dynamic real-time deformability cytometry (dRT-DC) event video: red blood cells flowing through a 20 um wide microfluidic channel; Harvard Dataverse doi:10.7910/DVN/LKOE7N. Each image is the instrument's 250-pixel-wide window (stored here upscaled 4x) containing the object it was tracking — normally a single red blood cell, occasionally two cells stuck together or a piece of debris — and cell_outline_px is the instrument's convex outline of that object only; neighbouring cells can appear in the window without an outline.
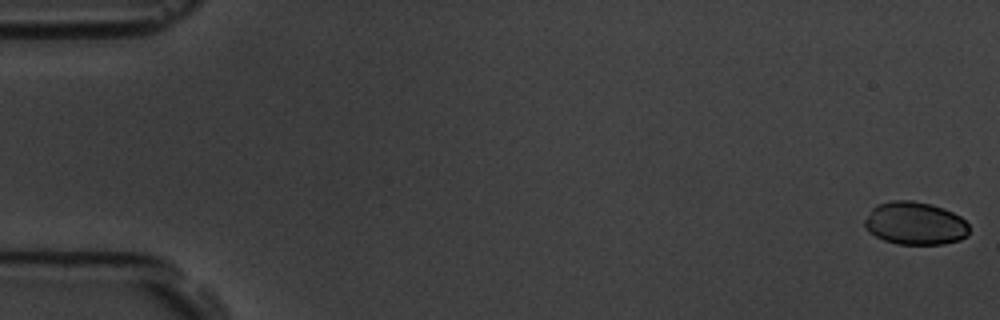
{"species": "common noctule bat (a hibernating species)", "species_latin": "Nyctalus noctula", "temperature_condition": "room temperature", "stored_images_in_passage": 8, "camera_frame_rate_fps": 3000, "um_per_image_px": 0.085, "animal": {"sex": "male", "body_mass_g": 19.5, "forearm_length_mm": 54.6}, "frame": {"image": 1, "passage_image": 1, "time_ms": 0.0, "image_size_px": [1000, 320], "cell_outline_px": [[968, 236], [960, 240], [944, 244], [896, 244], [884, 240], [868, 232], [864, 228], [864, 220], [872, 208], [876, 204], [892, 200], [912, 200], [932, 204], [944, 208], [960, 216], [968, 224]], "centroid_in_image_um": [77.77, 18.98], "position_along_channel_um": 7.2, "area_um2": 26.41}}
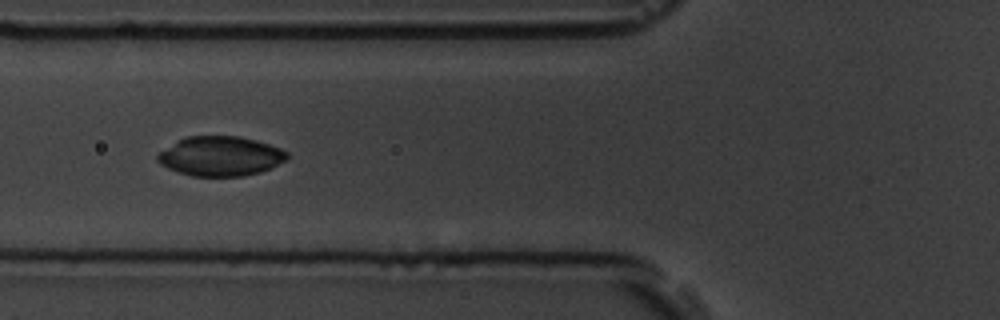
{"frame": {"image": 2, "passage_image": 7, "time_ms": 7.0, "image_size_px": [1000, 320], "cell_outline_px": [[288, 156], [284, 160], [272, 168], [260, 172], [244, 176], [192, 176], [168, 168], [160, 164], [156, 160], [156, 156], [160, 152], [176, 140], [184, 136], [240, 136], [256, 140], [280, 148], [288, 152]], "centroid_in_image_um": [18.72, 13.27], "position_along_channel_um": 107.1, "area_um2": 29.94}}
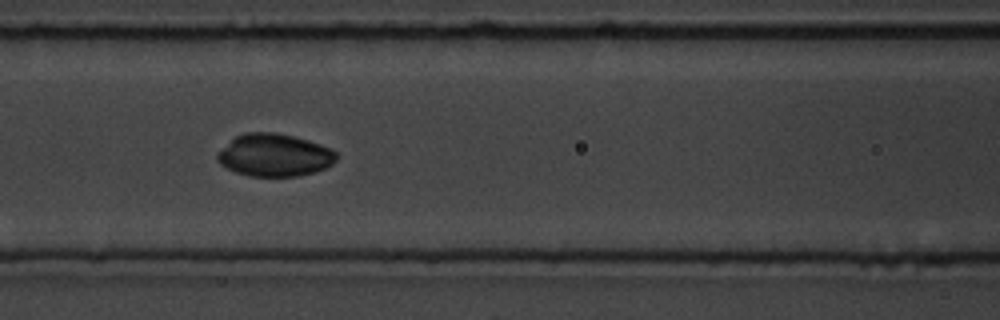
{"frame": {"image": 3, "passage_image": 8, "time_ms": 8.0, "image_size_px": [1000, 320], "cell_outline_px": [[336, 160], [332, 164], [324, 168], [312, 172], [296, 176], [248, 176], [236, 172], [220, 164], [216, 160], [216, 156], [236, 136], [244, 132], [272, 132], [292, 136], [308, 140], [320, 144], [336, 152]], "centroid_in_image_um": [23.32, 13.19], "position_along_channel_um": 143.3, "area_um2": 29.07}}